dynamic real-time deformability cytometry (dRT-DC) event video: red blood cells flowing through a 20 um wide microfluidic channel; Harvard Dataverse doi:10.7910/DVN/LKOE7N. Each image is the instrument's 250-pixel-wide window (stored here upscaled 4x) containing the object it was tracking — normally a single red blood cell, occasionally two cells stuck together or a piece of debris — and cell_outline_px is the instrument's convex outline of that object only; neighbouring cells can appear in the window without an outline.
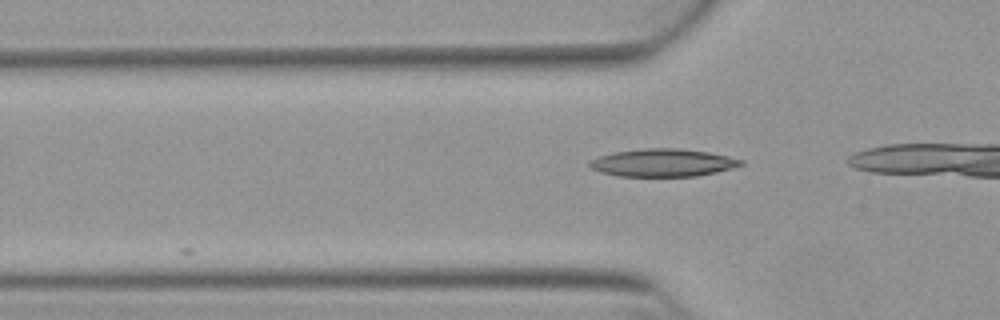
{"species": "Egyptian fruit bat (a non-hibernating species)", "species_latin": "Rousettus aegyptiacus", "temperature_condition": "warm", "stored_images_in_passage": 8, "camera_frame_rate_fps": 3000, "um_per_image_px": 0.085, "animal": {"sex": "female"}, "frame": {"image": 1, "passage_image": 4, "time_ms": 1.0, "image_size_px": [1000, 320], "cell_outline_px": [[744, 164], [732, 168], [716, 172], [696, 176], [616, 176], [600, 172], [592, 168], [588, 164], [588, 160], [612, 152], [644, 148], [676, 148], [708, 152], [728, 156], [744, 160]], "centroid_in_image_um": [56.32, 13.83], "position_along_channel_um": 69.5, "area_um2": 24.51}}
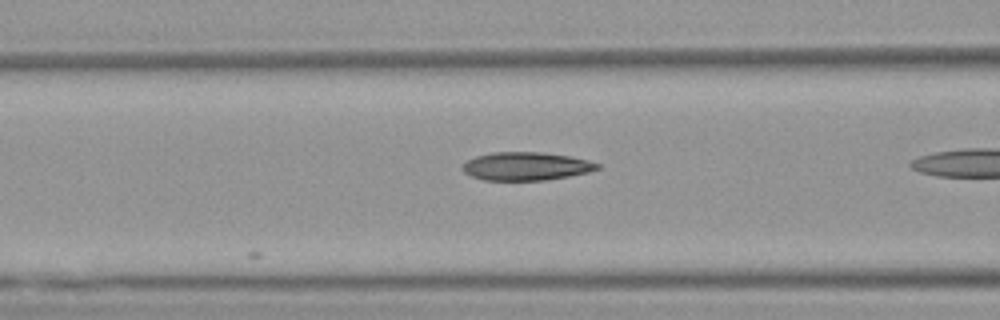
{"frame": {"image": 2, "passage_image": 8, "time_ms": 2.333, "image_size_px": [1000, 320], "cell_outline_px": [[600, 168], [588, 172], [568, 176], [544, 180], [484, 180], [472, 176], [464, 172], [460, 168], [460, 164], [476, 156], [492, 152], [544, 152], [568, 156], [588, 160], [600, 164]], "centroid_in_image_um": [44.68, 14.12], "position_along_channel_um": 121.9, "area_um2": 22.2}}